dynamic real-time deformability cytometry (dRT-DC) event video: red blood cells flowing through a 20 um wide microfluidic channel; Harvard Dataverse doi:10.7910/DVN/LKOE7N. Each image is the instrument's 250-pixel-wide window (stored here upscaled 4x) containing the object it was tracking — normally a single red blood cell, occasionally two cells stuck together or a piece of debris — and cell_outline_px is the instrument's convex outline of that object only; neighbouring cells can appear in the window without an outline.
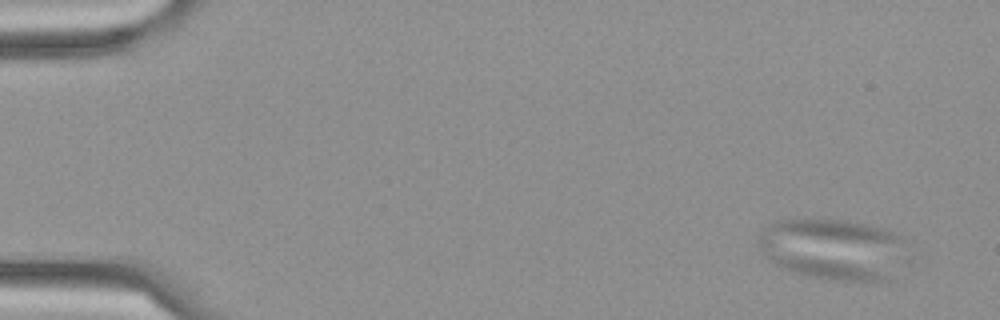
{"species": "Egyptian fruit bat (a non-hibernating species)", "species_latin": "Rousettus aegyptiacus", "temperature_condition": "cold", "stored_images_in_passage": 2, "camera_frame_rate_fps": 3000, "um_per_image_px": 0.085, "frame": {"image": 1, "passage_image": 2, "time_ms": 0.333, "image_size_px": [1000, 320], "cell_outline_px": [[900, 240], [880, 280], [844, 280], [808, 276], [784, 268], [756, 244], [756, 240], [776, 220], [848, 220], [868, 224], [900, 232]], "centroid_in_image_um": [70.61, 21.09], "position_along_channel_um": 14.4, "area_um2": 49.19}}